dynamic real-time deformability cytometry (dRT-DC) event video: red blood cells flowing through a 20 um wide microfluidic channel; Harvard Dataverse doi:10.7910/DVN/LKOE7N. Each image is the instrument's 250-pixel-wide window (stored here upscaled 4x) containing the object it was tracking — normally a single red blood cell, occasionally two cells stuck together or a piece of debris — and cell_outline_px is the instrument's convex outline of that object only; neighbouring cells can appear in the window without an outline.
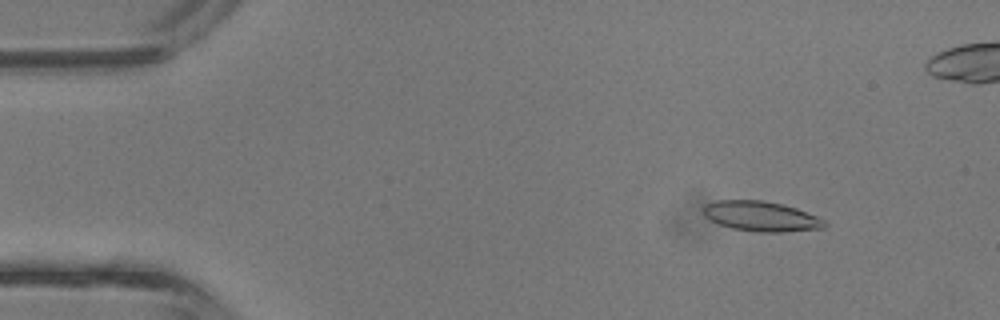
{"species": "common noctule bat (a hibernating species)", "species_latin": "Nyctalus noctula", "temperature_condition": "room temperature", "stored_images_in_passage": 5, "camera_frame_rate_fps": 3000, "um_per_image_px": 0.085, "animal": {"sex": "male", "body_mass_g": 13.3}, "frame": {"image": 1, "passage_image": 2, "time_ms": 0.333, "image_size_px": [1000, 320], "cell_outline_px": [[828, 224], [824, 228], [784, 232], [756, 232], [732, 228], [720, 224], [704, 216], [704, 204], [716, 200], [764, 200], [784, 204], [796, 208], [816, 216], [824, 220]], "centroid_in_image_um": [64.7, 18.38], "position_along_channel_um": 20.3, "area_um2": 21.27}}